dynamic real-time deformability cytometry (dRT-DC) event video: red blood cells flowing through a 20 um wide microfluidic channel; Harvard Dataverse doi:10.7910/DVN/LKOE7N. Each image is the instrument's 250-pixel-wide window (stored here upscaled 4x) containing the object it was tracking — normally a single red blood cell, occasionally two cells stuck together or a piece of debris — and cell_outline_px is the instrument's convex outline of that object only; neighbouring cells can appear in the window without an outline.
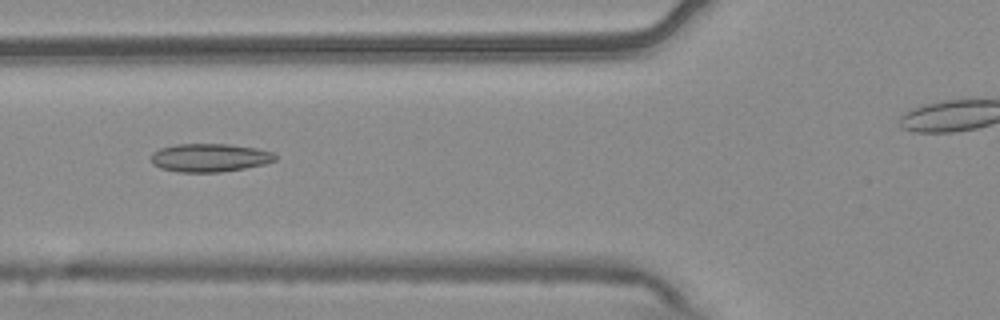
{"species": "common noctule bat (a hibernating species)", "species_latin": "Nyctalus noctula", "temperature_condition": "warm", "stored_images_in_passage": 7, "segment_of_instrument_passage": [1, 2], "camera_frame_rate_fps": 3000, "um_per_image_px": 0.085, "animal": {"sex": "male", "body_mass_g": 20.4}, "frame": {"image": 1, "passage_image": 6, "time_ms": 1.667, "image_size_px": [1000, 320], "cell_outline_px": [[276, 160], [264, 164], [244, 168], [220, 172], [180, 172], [160, 168], [152, 164], [152, 152], [160, 148], [176, 144], [228, 144], [256, 148], [276, 152]], "centroid_in_image_um": [17.83, 13.4], "position_along_channel_um": 108.0, "area_um2": 20.52}}